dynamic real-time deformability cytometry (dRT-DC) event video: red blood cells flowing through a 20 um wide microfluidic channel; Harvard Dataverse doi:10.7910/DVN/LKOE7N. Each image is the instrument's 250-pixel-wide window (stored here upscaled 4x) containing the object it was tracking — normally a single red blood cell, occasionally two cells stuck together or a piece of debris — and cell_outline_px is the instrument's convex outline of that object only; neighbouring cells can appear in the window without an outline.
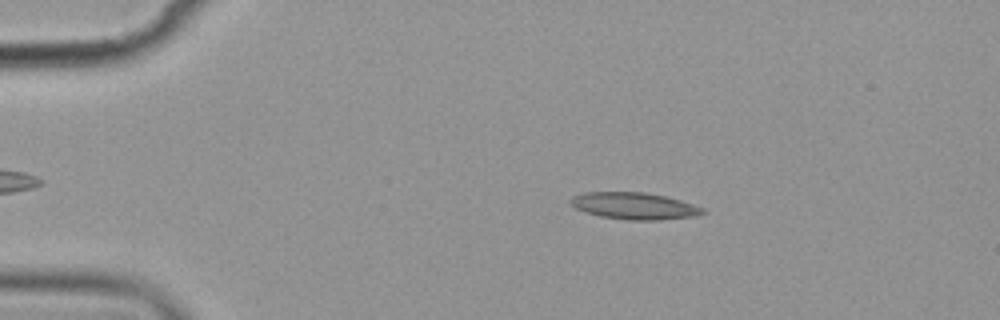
{"species": "common noctule bat (a hibernating species)", "species_latin": "Nyctalus noctula", "temperature_condition": "cold", "stored_images_in_passage": 9, "camera_frame_rate_fps": 3000, "um_per_image_px": 0.085, "animal": {"sex": "female", "body_mass_g": 19.9}, "frame": {"image": 1, "passage_image": 3, "time_ms": 2.333, "image_size_px": [1000, 320], "cell_outline_px": [[704, 212], [692, 216], [660, 220], [628, 220], [600, 216], [576, 208], [568, 204], [568, 200], [572, 196], [584, 192], [644, 192], [664, 196], [680, 200], [704, 208]], "centroid_in_image_um": [53.85, 17.49], "position_along_channel_um": 31.1, "area_um2": 20.52}}
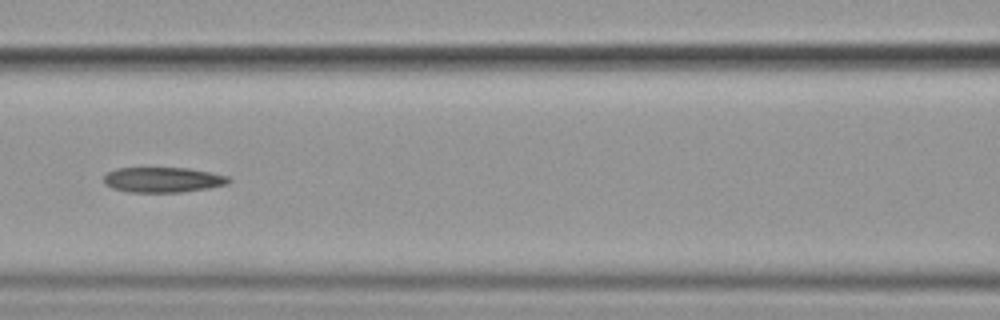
{"frame": {"image": 2, "passage_image": 7, "time_ms": 7.333, "image_size_px": [1000, 320], "cell_outline_px": [[232, 180], [228, 184], [208, 188], [180, 192], [128, 192], [112, 188], [104, 184], [104, 176], [108, 172], [116, 168], [188, 168], [228, 176]], "centroid_in_image_um": [13.83, 15.28], "position_along_channel_um": 152.8, "area_um2": 18.32}}
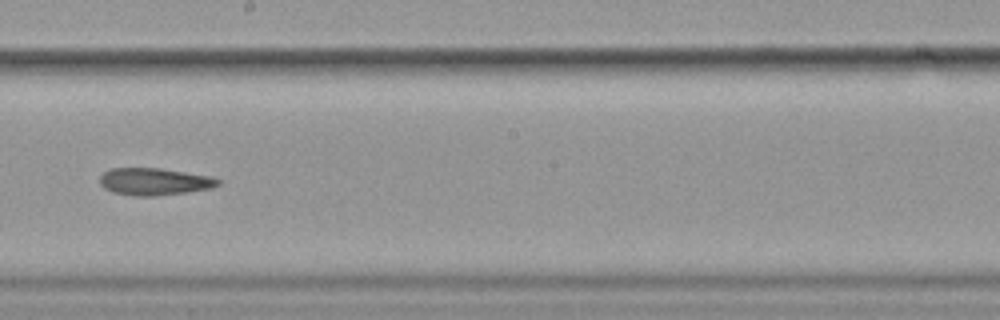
{"frame": {"image": 3, "passage_image": 9, "time_ms": 9.667, "image_size_px": [1000, 320], "cell_outline_px": [[220, 184], [212, 188], [188, 192], [156, 196], [136, 196], [112, 192], [104, 188], [100, 184], [100, 176], [104, 172], [112, 168], [160, 168], [212, 176], [220, 180]], "centroid_in_image_um": [13.14, 15.44], "position_along_channel_um": 235.1, "area_um2": 18.84}}